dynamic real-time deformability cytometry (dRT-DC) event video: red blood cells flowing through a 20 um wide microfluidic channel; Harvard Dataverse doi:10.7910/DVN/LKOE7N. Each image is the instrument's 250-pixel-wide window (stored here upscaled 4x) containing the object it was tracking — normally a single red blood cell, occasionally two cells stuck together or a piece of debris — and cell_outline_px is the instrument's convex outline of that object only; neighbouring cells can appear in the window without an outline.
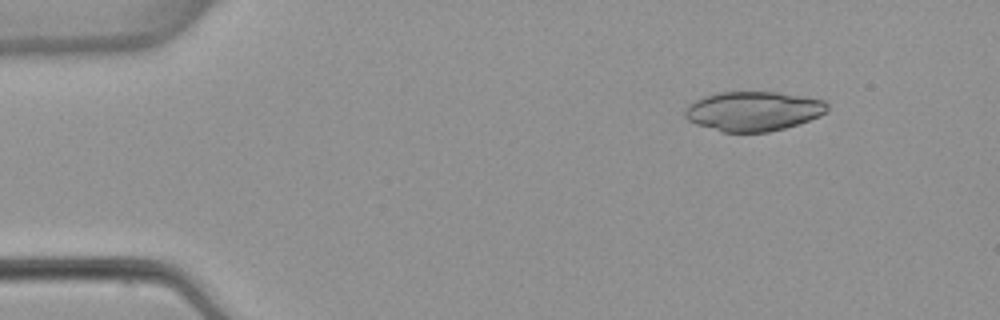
{"species": "common noctule bat (a hibernating species)", "species_latin": "Nyctalus noctula", "temperature_condition": "warm", "stored_images_in_passage": 5, "camera_frame_rate_fps": 3000, "um_per_image_px": 0.085, "animal": {"sex": "female", "body_mass_g": 22.7, "forearm_length_mm": 54.2}, "frame": {"image": 1, "passage_image": 5, "time_ms": 5.0, "image_size_px": [1000, 320], "cell_outline_px": [[828, 112], [820, 116], [784, 128], [768, 132], [724, 132], [696, 124], [688, 120], [684, 116], [684, 112], [688, 104], [704, 96], [716, 92], [776, 92], [804, 96], [824, 100], [828, 104]], "centroid_in_image_um": [64.03, 9.44], "position_along_channel_um": 21.0, "area_um2": 32.83}}